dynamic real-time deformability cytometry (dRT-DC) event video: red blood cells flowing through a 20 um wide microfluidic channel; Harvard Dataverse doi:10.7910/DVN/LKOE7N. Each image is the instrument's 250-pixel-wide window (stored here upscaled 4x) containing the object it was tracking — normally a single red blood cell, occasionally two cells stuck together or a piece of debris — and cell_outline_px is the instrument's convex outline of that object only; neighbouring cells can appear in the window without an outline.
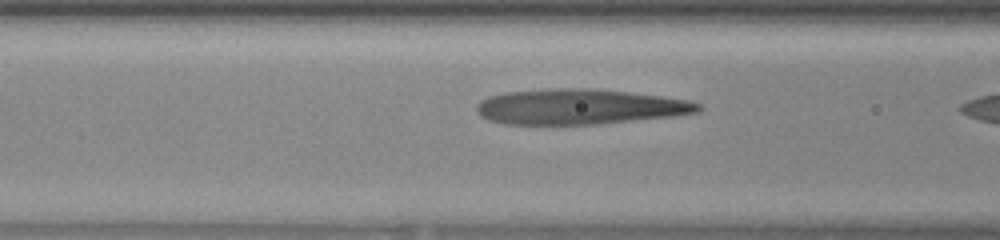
{"species": "human", "species_latin": "Homo sapiens", "temperature_condition": "warm", "stored_images_in_passage": 6, "camera_frame_rate_fps": 3000, "um_per_image_px": 0.085, "donor": {"sex": "female"}, "frame": {"image": 1, "passage_image": 4, "time_ms": 1.0, "image_size_px": [1000, 240], "cell_outline_px": [[704, 108], [700, 112], [672, 116], [600, 124], [504, 124], [488, 120], [480, 116], [476, 112], [476, 104], [480, 100], [488, 96], [504, 92], [552, 88], [592, 88], [628, 92], [660, 96], [688, 100], [700, 104]], "centroid_in_image_um": [49.23, 9.07], "position_along_channel_um": 117.4, "area_um2": 45.89}}